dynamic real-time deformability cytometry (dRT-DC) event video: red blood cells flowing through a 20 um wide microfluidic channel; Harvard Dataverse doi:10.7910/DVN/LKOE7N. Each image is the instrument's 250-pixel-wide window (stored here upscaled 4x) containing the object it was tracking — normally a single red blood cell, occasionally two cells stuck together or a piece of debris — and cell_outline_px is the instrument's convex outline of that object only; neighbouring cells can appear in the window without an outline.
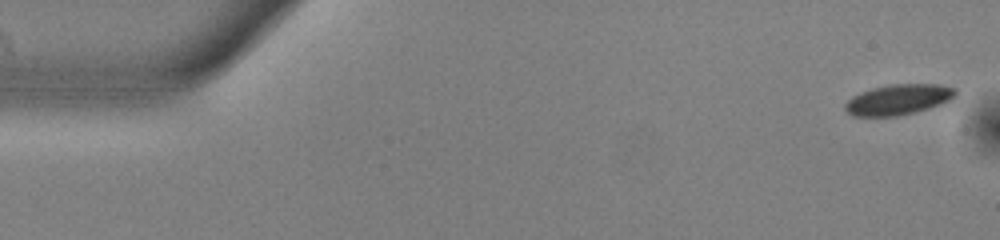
{"species": "common noctule bat (a hibernating species)", "species_latin": "Nyctalus noctula", "temperature_condition": "warm", "stored_images_in_passage": 54, "camera_frame_rate_fps": 3000, "um_per_image_px": 0.085, "animal": {"sex": "male", "body_mass_g": 13.0, "forearm_length_mm": 53.1}, "frame": {"image": 1, "passage_image": 1, "time_ms": 0.0, "image_size_px": [1000, 240], "cell_outline_px": [[956, 96], [952, 100], [944, 104], [916, 112], [896, 116], [852, 116], [844, 108], [844, 104], [852, 96], [860, 92], [872, 88], [888, 84], [940, 84], [956, 88]], "centroid_in_image_um": [76.4, 8.46], "position_along_channel_um": 8.6, "area_um2": 19.94}}
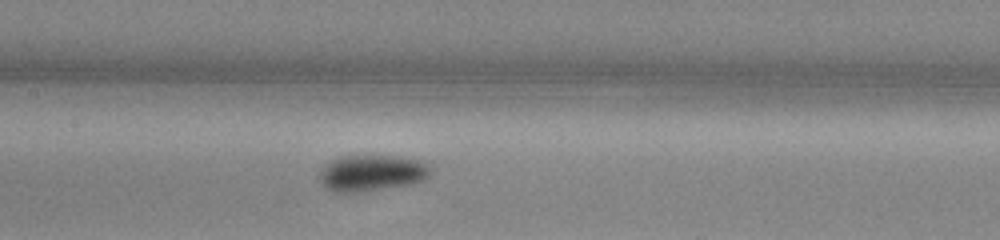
{"frame": {"image": 2, "passage_image": 25, "time_ms": 8.0, "image_size_px": [1000, 240], "cell_outline_px": [[428, 176], [412, 184], [356, 192], [336, 192], [328, 188], [320, 180], [320, 172], [332, 160], [344, 156], [392, 156], [424, 160], [428, 164]], "centroid_in_image_um": [31.62, 14.7], "position_along_channel_um": 175.8, "area_um2": 22.83}}
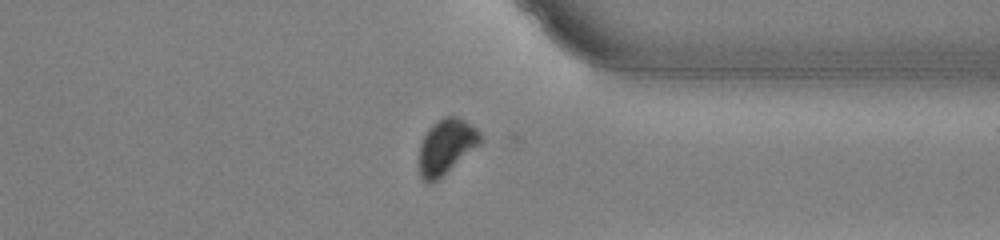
{"frame": {"image": 3, "passage_image": 41, "time_ms": 13.333, "image_size_px": [1000, 240], "cell_outline_px": [[484, 140], [480, 144], [432, 184], [428, 184], [420, 176], [420, 144], [428, 128], [432, 124], [444, 116], [456, 116], [464, 120], [476, 128], [484, 136]], "centroid_in_image_um": [37.95, 12.44], "position_along_channel_um": 373.5, "area_um2": 19.54}, "authors_computed_cell_mechanics": {"area_um2": 20.6057, "velocity_mm_per_s": 3.7922, "shape_relaxation_time_tau1_ms": 2.7454, "shape_relaxation_time_tau2_ms": null, "deformation_change_tau1": 0.0957, "deformation_change_tau2": null}}